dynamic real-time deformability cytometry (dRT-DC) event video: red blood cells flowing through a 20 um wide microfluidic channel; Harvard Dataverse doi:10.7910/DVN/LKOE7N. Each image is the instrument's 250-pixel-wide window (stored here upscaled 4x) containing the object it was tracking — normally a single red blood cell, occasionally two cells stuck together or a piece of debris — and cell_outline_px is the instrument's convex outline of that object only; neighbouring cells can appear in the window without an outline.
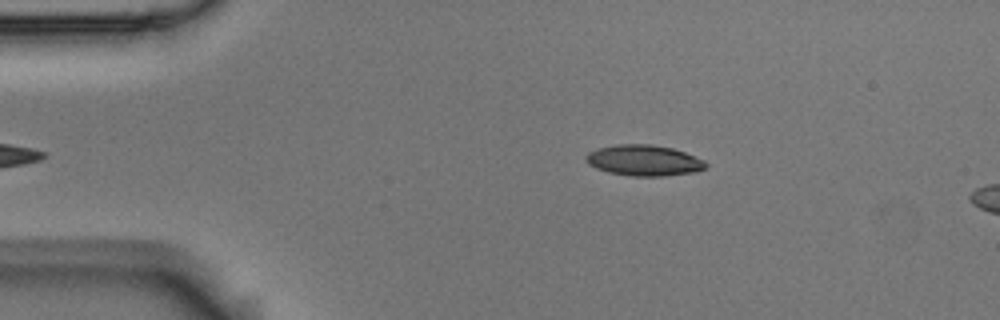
{"species": "Egyptian fruit bat (a non-hibernating species)", "species_latin": "Rousettus aegyptiacus", "temperature_condition": "room temperature", "stored_images_in_passage": 8, "camera_frame_rate_fps": 3000, "um_per_image_px": 0.085, "animal": {"sex": "male"}, "frame": {"image": 1, "passage_image": 2, "time_ms": 0.333, "image_size_px": [1000, 320], "cell_outline_px": [[708, 168], [696, 172], [664, 176], [632, 176], [608, 172], [596, 168], [588, 164], [584, 160], [584, 156], [588, 152], [600, 148], [616, 144], [652, 144], [672, 148], [684, 152], [704, 160], [708, 164]], "centroid_in_image_um": [54.74, 13.64], "position_along_channel_um": 30.3, "area_um2": 21.73}}